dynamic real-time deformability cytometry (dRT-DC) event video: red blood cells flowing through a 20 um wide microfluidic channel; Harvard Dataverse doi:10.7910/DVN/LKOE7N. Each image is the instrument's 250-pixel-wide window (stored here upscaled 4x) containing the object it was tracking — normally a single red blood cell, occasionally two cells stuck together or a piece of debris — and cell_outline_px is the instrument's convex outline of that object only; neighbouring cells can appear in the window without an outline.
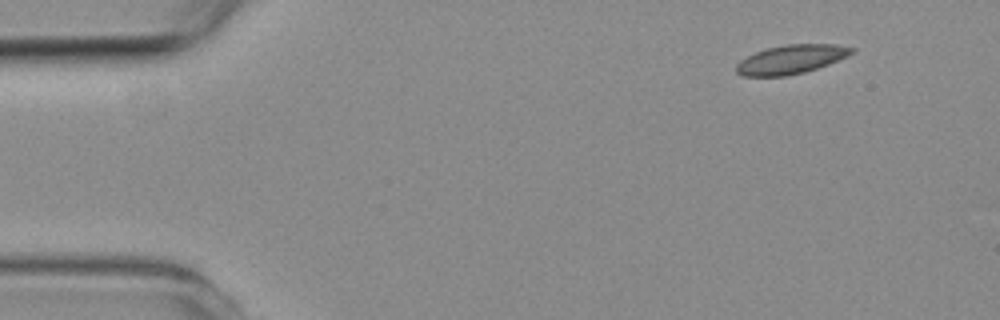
{"species": "common noctule bat (a hibernating species)", "species_latin": "Nyctalus noctula", "temperature_condition": "room temperature", "stored_images_in_passage": 5, "camera_frame_rate_fps": 3000, "um_per_image_px": 0.085, "animal": {"sex": "female", "body_mass_g": 19.3, "forearm_length_mm": 54.1}, "frame": {"image": 1, "passage_image": 1, "time_ms": 0.0, "image_size_px": [1000, 320], "cell_outline_px": [[856, 52], [848, 56], [828, 64], [804, 72], [784, 76], [744, 76], [736, 72], [736, 64], [740, 60], [756, 52], [768, 48], [788, 44], [832, 44], [856, 48]], "centroid_in_image_um": [67.26, 5.04], "position_along_channel_um": 17.7, "area_um2": 19.31}}
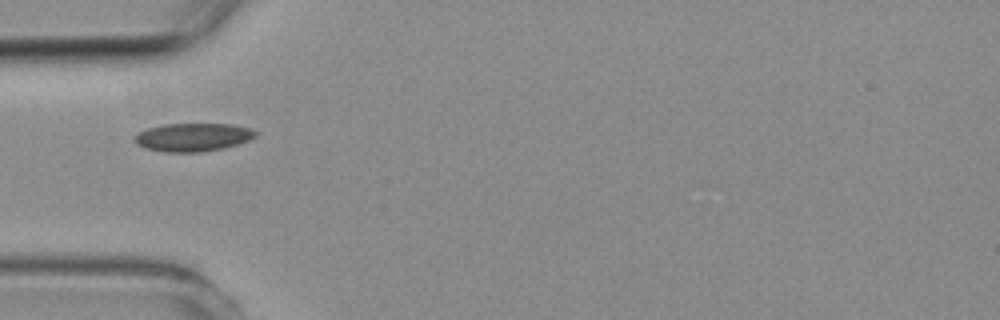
{"frame": {"image": 2, "passage_image": 4, "time_ms": 3.667, "image_size_px": [1000, 320], "cell_outline_px": [[256, 136], [248, 140], [224, 148], [200, 152], [164, 152], [144, 148], [136, 144], [132, 140], [136, 132], [148, 128], [164, 124], [232, 124], [252, 128], [256, 132]], "centroid_in_image_um": [16.34, 11.66], "position_along_channel_um": 68.7, "area_um2": 20.06}}
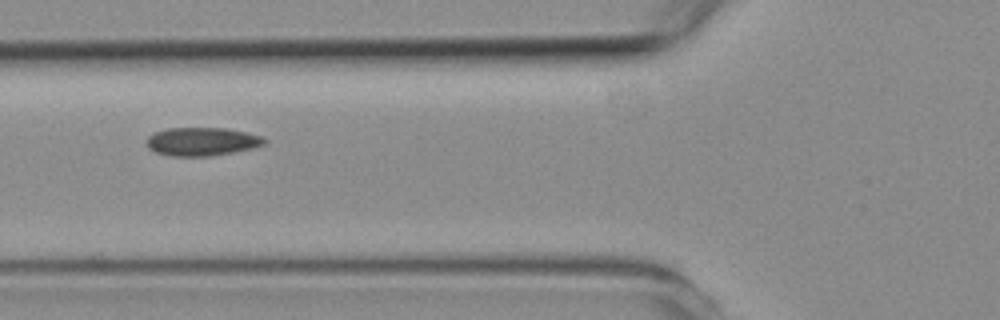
{"frame": {"image": 3, "passage_image": 5, "time_ms": 4.667, "image_size_px": [1000, 320], "cell_outline_px": [[268, 140], [264, 144], [252, 148], [232, 152], [208, 156], [172, 156], [156, 152], [148, 148], [148, 136], [152, 132], [168, 128], [224, 128], [264, 136]], "centroid_in_image_um": [17.17, 12.02], "position_along_channel_um": 108.6, "area_um2": 19.36}}